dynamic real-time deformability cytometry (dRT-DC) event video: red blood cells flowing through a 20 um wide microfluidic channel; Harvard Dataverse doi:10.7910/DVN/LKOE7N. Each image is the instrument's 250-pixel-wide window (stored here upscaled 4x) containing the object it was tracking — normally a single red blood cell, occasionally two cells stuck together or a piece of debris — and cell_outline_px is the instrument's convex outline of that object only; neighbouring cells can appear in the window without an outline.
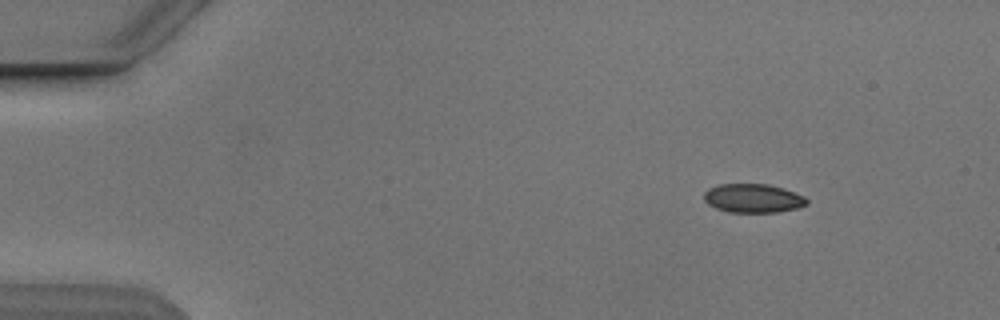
{"species": "Egyptian fruit bat (a non-hibernating species)", "species_latin": "Rousettus aegyptiacus", "temperature_condition": "cold", "stored_images_in_passage": 8, "camera_frame_rate_fps": 3000, "um_per_image_px": 0.085, "animal": {"sex": "male"}, "frame": {"image": 1, "passage_image": 1, "time_ms": 0.0, "image_size_px": [1000, 320], "cell_outline_px": [[808, 204], [796, 208], [776, 212], [728, 212], [716, 208], [708, 204], [704, 200], [704, 192], [708, 188], [720, 184], [768, 184], [784, 188], [804, 196], [808, 200]], "centroid_in_image_um": [64.0, 16.85], "position_along_channel_um": 21.0, "area_um2": 17.28}}
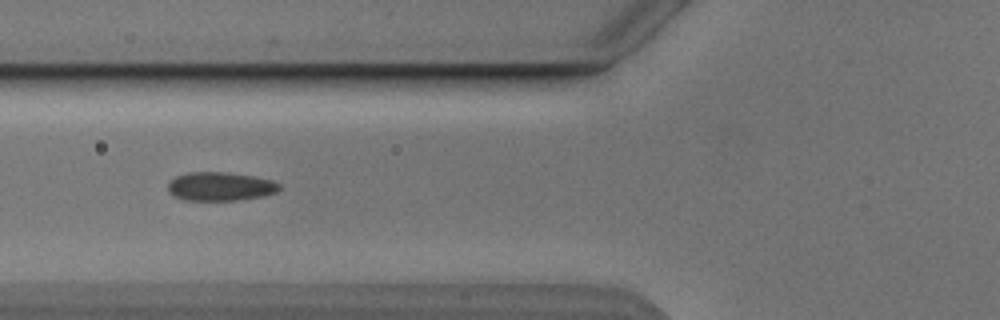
{"frame": {"image": 2, "passage_image": 5, "time_ms": 4.667, "image_size_px": [1000, 320], "cell_outline_px": [[280, 188], [276, 192], [264, 196], [236, 200], [184, 200], [168, 192], [168, 184], [176, 176], [188, 172], [228, 172], [252, 176], [272, 180], [280, 184]], "centroid_in_image_um": [18.73, 15.84], "position_along_channel_um": 107.1, "area_um2": 18.55}}
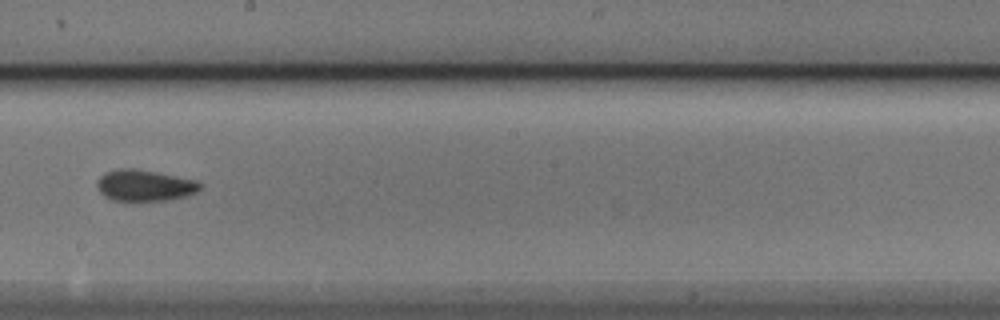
{"frame": {"image": 3, "passage_image": 8, "time_ms": 8.0, "image_size_px": [1000, 320], "cell_outline_px": [[200, 188], [196, 192], [184, 196], [168, 200], [112, 200], [104, 196], [100, 192], [96, 184], [96, 180], [104, 172], [116, 168], [132, 168], [156, 172], [196, 180], [200, 184]], "centroid_in_image_um": [12.23, 15.74], "position_along_channel_um": 236.0, "area_um2": 18.67}}